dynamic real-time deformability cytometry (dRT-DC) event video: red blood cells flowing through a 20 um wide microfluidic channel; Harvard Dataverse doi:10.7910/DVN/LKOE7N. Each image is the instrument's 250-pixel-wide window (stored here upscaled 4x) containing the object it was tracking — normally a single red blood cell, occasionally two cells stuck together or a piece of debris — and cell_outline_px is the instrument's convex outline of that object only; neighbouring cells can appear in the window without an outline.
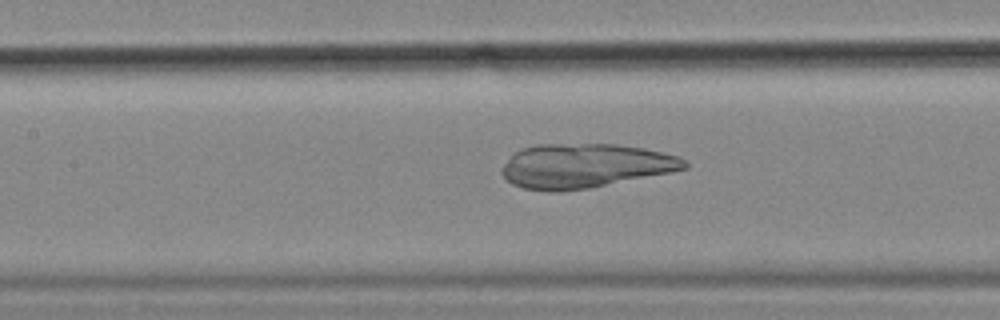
{"species": "common noctule bat (a hibernating species)", "species_latin": "Nyctalus noctula", "temperature_condition": "cold", "stored_images_in_passage": 55, "camera_frame_rate_fps": 3000, "um_per_image_px": 0.085, "animal": {"sex": "female", "body_mass_g": 18.4}, "frame": {"image": 1, "passage_image": 25, "time_ms": 8.0, "image_size_px": [1000, 320], "cell_outline_px": [[688, 168], [672, 172], [588, 188], [560, 192], [548, 192], [524, 188], [512, 184], [500, 172], [504, 164], [520, 148], [540, 144], [616, 144], [644, 148], [680, 156], [688, 164]], "centroid_in_image_um": [49.73, 14.1], "position_along_channel_um": 157.7, "area_um2": 47.11}}
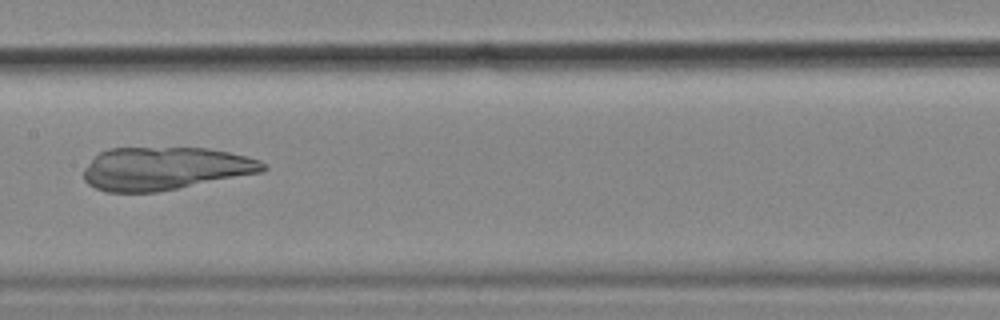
{"frame": {"image": 2, "passage_image": 28, "time_ms": 9.0, "image_size_px": [1000, 320], "cell_outline_px": [[268, 168], [264, 172], [156, 192], [104, 192], [88, 184], [84, 180], [84, 168], [100, 152], [108, 148], [208, 148], [248, 156], [260, 160]], "centroid_in_image_um": [14.03, 14.32], "position_along_channel_um": 193.4, "area_um2": 44.85}}
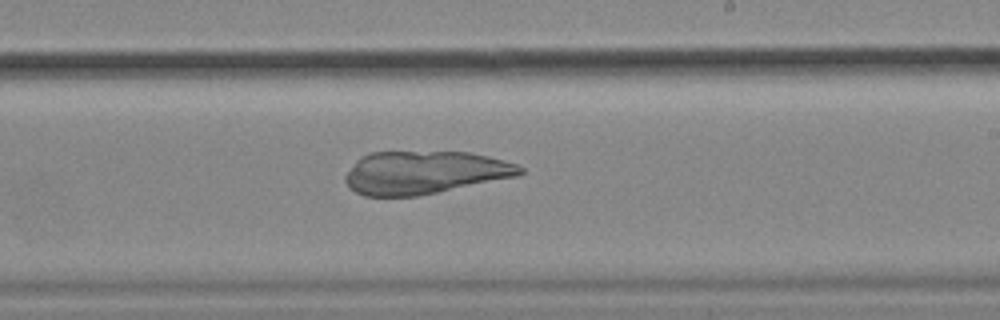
{"frame": {"image": 3, "passage_image": 33, "time_ms": 10.667, "image_size_px": [1000, 320], "cell_outline_px": [[524, 172], [516, 176], [420, 196], [364, 196], [356, 192], [344, 180], [344, 176], [356, 160], [360, 156], [372, 152], [468, 152], [488, 156], [504, 160], [516, 164], [524, 168]], "centroid_in_image_um": [36.06, 14.66], "position_along_channel_um": 252.9, "area_um2": 43.64}}